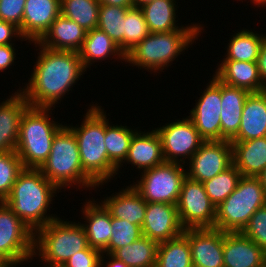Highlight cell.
<instances>
[{"label":"cell","instance_id":"ac0fdd59","mask_svg":"<svg viewBox=\"0 0 266 267\" xmlns=\"http://www.w3.org/2000/svg\"><path fill=\"white\" fill-rule=\"evenodd\" d=\"M266 252L241 232H223L224 267H259Z\"/></svg>","mask_w":266,"mask_h":267},{"label":"cell","instance_id":"7bdbcfd3","mask_svg":"<svg viewBox=\"0 0 266 267\" xmlns=\"http://www.w3.org/2000/svg\"><path fill=\"white\" fill-rule=\"evenodd\" d=\"M17 38L20 41H27L21 36L18 27L12 23L0 20V45L15 44L12 41H15Z\"/></svg>","mask_w":266,"mask_h":267},{"label":"cell","instance_id":"74e56055","mask_svg":"<svg viewBox=\"0 0 266 267\" xmlns=\"http://www.w3.org/2000/svg\"><path fill=\"white\" fill-rule=\"evenodd\" d=\"M24 169L16 151L0 153V202L11 192L18 174Z\"/></svg>","mask_w":266,"mask_h":267},{"label":"cell","instance_id":"ab89813d","mask_svg":"<svg viewBox=\"0 0 266 267\" xmlns=\"http://www.w3.org/2000/svg\"><path fill=\"white\" fill-rule=\"evenodd\" d=\"M241 233L266 252V205L256 210Z\"/></svg>","mask_w":266,"mask_h":267},{"label":"cell","instance_id":"52a82bcc","mask_svg":"<svg viewBox=\"0 0 266 267\" xmlns=\"http://www.w3.org/2000/svg\"><path fill=\"white\" fill-rule=\"evenodd\" d=\"M88 246L81 222L58 217L34 233L33 258H40L45 266L62 267L72 255Z\"/></svg>","mask_w":266,"mask_h":267},{"label":"cell","instance_id":"bcb514c9","mask_svg":"<svg viewBox=\"0 0 266 267\" xmlns=\"http://www.w3.org/2000/svg\"><path fill=\"white\" fill-rule=\"evenodd\" d=\"M100 267H129V266L125 262L118 260L117 258L112 256L111 254L102 253L100 260Z\"/></svg>","mask_w":266,"mask_h":267},{"label":"cell","instance_id":"d590c367","mask_svg":"<svg viewBox=\"0 0 266 267\" xmlns=\"http://www.w3.org/2000/svg\"><path fill=\"white\" fill-rule=\"evenodd\" d=\"M241 177L242 174L232 164L225 171L205 181L203 185L210 201L217 207L237 188Z\"/></svg>","mask_w":266,"mask_h":267},{"label":"cell","instance_id":"5b68a950","mask_svg":"<svg viewBox=\"0 0 266 267\" xmlns=\"http://www.w3.org/2000/svg\"><path fill=\"white\" fill-rule=\"evenodd\" d=\"M39 170L60 191L73 185L89 191L97 186L83 172L75 134L65 123L54 136L51 152Z\"/></svg>","mask_w":266,"mask_h":267},{"label":"cell","instance_id":"30bf717a","mask_svg":"<svg viewBox=\"0 0 266 267\" xmlns=\"http://www.w3.org/2000/svg\"><path fill=\"white\" fill-rule=\"evenodd\" d=\"M184 166L188 165L165 161L142 171L140 180L131 185L146 202L177 205L182 182L187 176Z\"/></svg>","mask_w":266,"mask_h":267},{"label":"cell","instance_id":"6da1fadb","mask_svg":"<svg viewBox=\"0 0 266 267\" xmlns=\"http://www.w3.org/2000/svg\"><path fill=\"white\" fill-rule=\"evenodd\" d=\"M39 47L34 68L20 91L34 108H55L86 71L78 52L53 50L32 42ZM79 79V80H78Z\"/></svg>","mask_w":266,"mask_h":267},{"label":"cell","instance_id":"603a6c76","mask_svg":"<svg viewBox=\"0 0 266 267\" xmlns=\"http://www.w3.org/2000/svg\"><path fill=\"white\" fill-rule=\"evenodd\" d=\"M103 199L101 203L109 211L111 217L125 219L140 227L144 223L147 202L131 184Z\"/></svg>","mask_w":266,"mask_h":267},{"label":"cell","instance_id":"f546056e","mask_svg":"<svg viewBox=\"0 0 266 267\" xmlns=\"http://www.w3.org/2000/svg\"><path fill=\"white\" fill-rule=\"evenodd\" d=\"M242 29L234 33L226 46L227 50L222 61L256 62L260 53L265 34H258L251 29Z\"/></svg>","mask_w":266,"mask_h":267},{"label":"cell","instance_id":"8d00e7d4","mask_svg":"<svg viewBox=\"0 0 266 267\" xmlns=\"http://www.w3.org/2000/svg\"><path fill=\"white\" fill-rule=\"evenodd\" d=\"M150 33L141 8L133 6L127 9L125 15L124 54L126 55Z\"/></svg>","mask_w":266,"mask_h":267},{"label":"cell","instance_id":"8fae6325","mask_svg":"<svg viewBox=\"0 0 266 267\" xmlns=\"http://www.w3.org/2000/svg\"><path fill=\"white\" fill-rule=\"evenodd\" d=\"M177 210L184 229L214 227L216 206L210 201L203 183L188 176L182 182Z\"/></svg>","mask_w":266,"mask_h":267},{"label":"cell","instance_id":"9a60e30c","mask_svg":"<svg viewBox=\"0 0 266 267\" xmlns=\"http://www.w3.org/2000/svg\"><path fill=\"white\" fill-rule=\"evenodd\" d=\"M183 234L188 238L193 266L224 267L223 231L214 227L190 228Z\"/></svg>","mask_w":266,"mask_h":267},{"label":"cell","instance_id":"7c38bea8","mask_svg":"<svg viewBox=\"0 0 266 267\" xmlns=\"http://www.w3.org/2000/svg\"><path fill=\"white\" fill-rule=\"evenodd\" d=\"M154 129L160 136L166 162L185 165L205 141L188 116Z\"/></svg>","mask_w":266,"mask_h":267},{"label":"cell","instance_id":"c3c4849f","mask_svg":"<svg viewBox=\"0 0 266 267\" xmlns=\"http://www.w3.org/2000/svg\"><path fill=\"white\" fill-rule=\"evenodd\" d=\"M266 194V168L257 176Z\"/></svg>","mask_w":266,"mask_h":267},{"label":"cell","instance_id":"f1b7e54d","mask_svg":"<svg viewBox=\"0 0 266 267\" xmlns=\"http://www.w3.org/2000/svg\"><path fill=\"white\" fill-rule=\"evenodd\" d=\"M176 0H153L140 6L151 33L169 32L183 29L178 26ZM177 11V12H176Z\"/></svg>","mask_w":266,"mask_h":267},{"label":"cell","instance_id":"4fadbf2b","mask_svg":"<svg viewBox=\"0 0 266 267\" xmlns=\"http://www.w3.org/2000/svg\"><path fill=\"white\" fill-rule=\"evenodd\" d=\"M211 79L188 116L205 141L221 140V81Z\"/></svg>","mask_w":266,"mask_h":267},{"label":"cell","instance_id":"4dcf8cb0","mask_svg":"<svg viewBox=\"0 0 266 267\" xmlns=\"http://www.w3.org/2000/svg\"><path fill=\"white\" fill-rule=\"evenodd\" d=\"M137 130L127 125L110 124L105 111V147L109 160L118 168L117 172L127 158L130 143Z\"/></svg>","mask_w":266,"mask_h":267},{"label":"cell","instance_id":"8992f818","mask_svg":"<svg viewBox=\"0 0 266 267\" xmlns=\"http://www.w3.org/2000/svg\"><path fill=\"white\" fill-rule=\"evenodd\" d=\"M51 110L54 108L30 106L22 116L15 151L24 168L42 166L51 152L54 136L64 126L50 118Z\"/></svg>","mask_w":266,"mask_h":267},{"label":"cell","instance_id":"b9f144b4","mask_svg":"<svg viewBox=\"0 0 266 267\" xmlns=\"http://www.w3.org/2000/svg\"><path fill=\"white\" fill-rule=\"evenodd\" d=\"M102 252L88 246L72 255L62 267H100Z\"/></svg>","mask_w":266,"mask_h":267},{"label":"cell","instance_id":"816d5d0a","mask_svg":"<svg viewBox=\"0 0 266 267\" xmlns=\"http://www.w3.org/2000/svg\"><path fill=\"white\" fill-rule=\"evenodd\" d=\"M259 267H266V260Z\"/></svg>","mask_w":266,"mask_h":267},{"label":"cell","instance_id":"f907efd6","mask_svg":"<svg viewBox=\"0 0 266 267\" xmlns=\"http://www.w3.org/2000/svg\"><path fill=\"white\" fill-rule=\"evenodd\" d=\"M150 1H153V0H133V3H134V6L140 7L143 4L150 2Z\"/></svg>","mask_w":266,"mask_h":267},{"label":"cell","instance_id":"83f0119b","mask_svg":"<svg viewBox=\"0 0 266 267\" xmlns=\"http://www.w3.org/2000/svg\"><path fill=\"white\" fill-rule=\"evenodd\" d=\"M78 53L86 71L87 68H91L94 62H99V60L102 62L114 58L116 60L121 59V63L125 61V54L121 49L104 31L98 28L87 31L83 45Z\"/></svg>","mask_w":266,"mask_h":267},{"label":"cell","instance_id":"cb8c5ba5","mask_svg":"<svg viewBox=\"0 0 266 267\" xmlns=\"http://www.w3.org/2000/svg\"><path fill=\"white\" fill-rule=\"evenodd\" d=\"M86 33L76 22L60 14L38 43L53 50L79 52Z\"/></svg>","mask_w":266,"mask_h":267},{"label":"cell","instance_id":"d6a6232c","mask_svg":"<svg viewBox=\"0 0 266 267\" xmlns=\"http://www.w3.org/2000/svg\"><path fill=\"white\" fill-rule=\"evenodd\" d=\"M188 238L180 236L158 243L155 267H192Z\"/></svg>","mask_w":266,"mask_h":267},{"label":"cell","instance_id":"1f68e13d","mask_svg":"<svg viewBox=\"0 0 266 267\" xmlns=\"http://www.w3.org/2000/svg\"><path fill=\"white\" fill-rule=\"evenodd\" d=\"M158 243L141 236L132 244L116 249L111 255L129 267H155Z\"/></svg>","mask_w":266,"mask_h":267},{"label":"cell","instance_id":"3957f363","mask_svg":"<svg viewBox=\"0 0 266 267\" xmlns=\"http://www.w3.org/2000/svg\"><path fill=\"white\" fill-rule=\"evenodd\" d=\"M89 106L80 127L77 124H69L68 127L75 134L83 172L99 189L119 173L118 168L109 160L105 147L104 108L97 103Z\"/></svg>","mask_w":266,"mask_h":267},{"label":"cell","instance_id":"484cf974","mask_svg":"<svg viewBox=\"0 0 266 267\" xmlns=\"http://www.w3.org/2000/svg\"><path fill=\"white\" fill-rule=\"evenodd\" d=\"M214 75L223 83L249 92L266 90V85L259 76L256 62L221 61Z\"/></svg>","mask_w":266,"mask_h":267},{"label":"cell","instance_id":"d6986e66","mask_svg":"<svg viewBox=\"0 0 266 267\" xmlns=\"http://www.w3.org/2000/svg\"><path fill=\"white\" fill-rule=\"evenodd\" d=\"M30 107L18 89L0 103V153L15 151L24 112Z\"/></svg>","mask_w":266,"mask_h":267},{"label":"cell","instance_id":"5bb4252c","mask_svg":"<svg viewBox=\"0 0 266 267\" xmlns=\"http://www.w3.org/2000/svg\"><path fill=\"white\" fill-rule=\"evenodd\" d=\"M186 164V175L204 183L233 164L232 144L228 140L204 141Z\"/></svg>","mask_w":266,"mask_h":267},{"label":"cell","instance_id":"e0dca14e","mask_svg":"<svg viewBox=\"0 0 266 267\" xmlns=\"http://www.w3.org/2000/svg\"><path fill=\"white\" fill-rule=\"evenodd\" d=\"M60 2L61 0H26L19 31L27 42H38L49 30L61 14Z\"/></svg>","mask_w":266,"mask_h":267},{"label":"cell","instance_id":"7402d4cb","mask_svg":"<svg viewBox=\"0 0 266 267\" xmlns=\"http://www.w3.org/2000/svg\"><path fill=\"white\" fill-rule=\"evenodd\" d=\"M266 136V90L250 92L245 100L237 135L230 142Z\"/></svg>","mask_w":266,"mask_h":267},{"label":"cell","instance_id":"44dd1931","mask_svg":"<svg viewBox=\"0 0 266 267\" xmlns=\"http://www.w3.org/2000/svg\"><path fill=\"white\" fill-rule=\"evenodd\" d=\"M133 164L137 170L151 169L165 162L161 139L155 129L134 133L124 164Z\"/></svg>","mask_w":266,"mask_h":267},{"label":"cell","instance_id":"2e32d148","mask_svg":"<svg viewBox=\"0 0 266 267\" xmlns=\"http://www.w3.org/2000/svg\"><path fill=\"white\" fill-rule=\"evenodd\" d=\"M142 235L157 243L174 239L184 232L178 215L177 205L147 202Z\"/></svg>","mask_w":266,"mask_h":267},{"label":"cell","instance_id":"ffe728a7","mask_svg":"<svg viewBox=\"0 0 266 267\" xmlns=\"http://www.w3.org/2000/svg\"><path fill=\"white\" fill-rule=\"evenodd\" d=\"M92 199L86 200L83 204L81 219H84L85 223L81 224L84 227L88 245L103 252L108 247L112 235L111 215L100 201H95L93 197Z\"/></svg>","mask_w":266,"mask_h":267},{"label":"cell","instance_id":"277c9868","mask_svg":"<svg viewBox=\"0 0 266 267\" xmlns=\"http://www.w3.org/2000/svg\"><path fill=\"white\" fill-rule=\"evenodd\" d=\"M191 24L183 29L148 34L125 55V62L154 75L164 72L204 32V25L194 22Z\"/></svg>","mask_w":266,"mask_h":267},{"label":"cell","instance_id":"681fc988","mask_svg":"<svg viewBox=\"0 0 266 267\" xmlns=\"http://www.w3.org/2000/svg\"><path fill=\"white\" fill-rule=\"evenodd\" d=\"M242 2H243V0H242ZM250 2H252L254 5H255V7L257 6V7H266V0H251Z\"/></svg>","mask_w":266,"mask_h":267},{"label":"cell","instance_id":"60d3db41","mask_svg":"<svg viewBox=\"0 0 266 267\" xmlns=\"http://www.w3.org/2000/svg\"><path fill=\"white\" fill-rule=\"evenodd\" d=\"M26 0H0V20L20 28Z\"/></svg>","mask_w":266,"mask_h":267},{"label":"cell","instance_id":"d4e9b609","mask_svg":"<svg viewBox=\"0 0 266 267\" xmlns=\"http://www.w3.org/2000/svg\"><path fill=\"white\" fill-rule=\"evenodd\" d=\"M249 91L221 82V140L231 141L238 133Z\"/></svg>","mask_w":266,"mask_h":267},{"label":"cell","instance_id":"4316f807","mask_svg":"<svg viewBox=\"0 0 266 267\" xmlns=\"http://www.w3.org/2000/svg\"><path fill=\"white\" fill-rule=\"evenodd\" d=\"M231 144L233 165L242 176L257 177L266 168V136Z\"/></svg>","mask_w":266,"mask_h":267},{"label":"cell","instance_id":"ee69618b","mask_svg":"<svg viewBox=\"0 0 266 267\" xmlns=\"http://www.w3.org/2000/svg\"><path fill=\"white\" fill-rule=\"evenodd\" d=\"M14 44L0 45V72L8 70L16 60V49Z\"/></svg>","mask_w":266,"mask_h":267},{"label":"cell","instance_id":"836d02e7","mask_svg":"<svg viewBox=\"0 0 266 267\" xmlns=\"http://www.w3.org/2000/svg\"><path fill=\"white\" fill-rule=\"evenodd\" d=\"M100 3L98 0H61V15L73 20L85 31L97 28Z\"/></svg>","mask_w":266,"mask_h":267},{"label":"cell","instance_id":"e575fe53","mask_svg":"<svg viewBox=\"0 0 266 267\" xmlns=\"http://www.w3.org/2000/svg\"><path fill=\"white\" fill-rule=\"evenodd\" d=\"M128 8L100 4L97 28L104 31L124 53L125 15Z\"/></svg>","mask_w":266,"mask_h":267},{"label":"cell","instance_id":"f35d334b","mask_svg":"<svg viewBox=\"0 0 266 267\" xmlns=\"http://www.w3.org/2000/svg\"><path fill=\"white\" fill-rule=\"evenodd\" d=\"M112 235L108 247L102 252L112 254L116 249L132 244L142 235L139 225L132 224L125 219L111 217Z\"/></svg>","mask_w":266,"mask_h":267},{"label":"cell","instance_id":"9c48e42d","mask_svg":"<svg viewBox=\"0 0 266 267\" xmlns=\"http://www.w3.org/2000/svg\"><path fill=\"white\" fill-rule=\"evenodd\" d=\"M34 232L0 202V265L16 267L33 260Z\"/></svg>","mask_w":266,"mask_h":267},{"label":"cell","instance_id":"7dc6e473","mask_svg":"<svg viewBox=\"0 0 266 267\" xmlns=\"http://www.w3.org/2000/svg\"><path fill=\"white\" fill-rule=\"evenodd\" d=\"M100 4L131 8L134 6L133 0H98Z\"/></svg>","mask_w":266,"mask_h":267},{"label":"cell","instance_id":"7a4b0ae2","mask_svg":"<svg viewBox=\"0 0 266 267\" xmlns=\"http://www.w3.org/2000/svg\"><path fill=\"white\" fill-rule=\"evenodd\" d=\"M62 192L39 169L24 168L3 201L34 233L58 216L47 214L56 193Z\"/></svg>","mask_w":266,"mask_h":267},{"label":"cell","instance_id":"f6af8a7d","mask_svg":"<svg viewBox=\"0 0 266 267\" xmlns=\"http://www.w3.org/2000/svg\"><path fill=\"white\" fill-rule=\"evenodd\" d=\"M256 63H257L260 79L266 85V34L262 40L260 53H259Z\"/></svg>","mask_w":266,"mask_h":267},{"label":"cell","instance_id":"ba28073f","mask_svg":"<svg viewBox=\"0 0 266 267\" xmlns=\"http://www.w3.org/2000/svg\"><path fill=\"white\" fill-rule=\"evenodd\" d=\"M265 205L259 178L242 176L237 188L216 207L214 228L225 233L242 232L256 210Z\"/></svg>","mask_w":266,"mask_h":267}]
</instances>
